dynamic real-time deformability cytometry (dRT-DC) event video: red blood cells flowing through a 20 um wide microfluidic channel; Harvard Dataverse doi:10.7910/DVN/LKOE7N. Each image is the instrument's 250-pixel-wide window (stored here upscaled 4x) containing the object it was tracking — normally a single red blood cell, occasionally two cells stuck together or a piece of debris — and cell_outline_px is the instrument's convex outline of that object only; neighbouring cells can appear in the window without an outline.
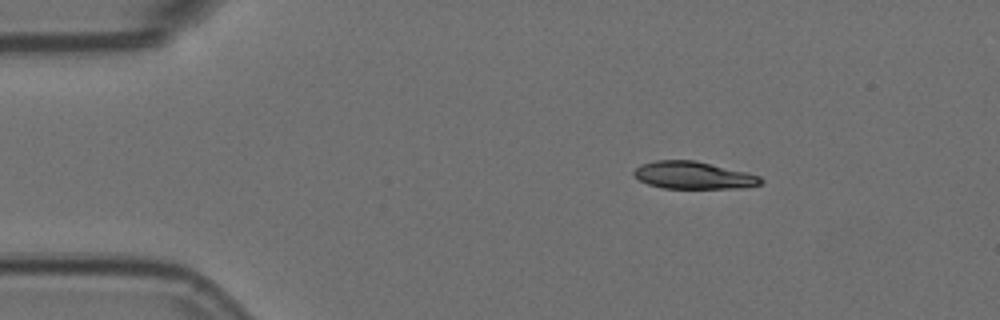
{"species": "Egyptian fruit bat (a non-hibernating species)", "species_latin": "Rousettus aegyptiacus", "temperature_condition": "room temperature", "stored_images_in_passage": 4, "camera_frame_rate_fps": 3000, "um_per_image_px": 0.085, "animal": {"sex": "female"}, "frame": {"image": 1, "passage_image": 2, "time_ms": 0.333, "image_size_px": [1000, 320], "cell_outline_px": [[764, 180], [760, 184], [740, 188], [664, 188], [648, 184], [640, 180], [632, 172], [640, 164], [656, 160], [696, 160], [760, 176]], "centroid_in_image_um": [58.92, 14.89], "position_along_channel_um": 26.1, "area_um2": 20.06}}